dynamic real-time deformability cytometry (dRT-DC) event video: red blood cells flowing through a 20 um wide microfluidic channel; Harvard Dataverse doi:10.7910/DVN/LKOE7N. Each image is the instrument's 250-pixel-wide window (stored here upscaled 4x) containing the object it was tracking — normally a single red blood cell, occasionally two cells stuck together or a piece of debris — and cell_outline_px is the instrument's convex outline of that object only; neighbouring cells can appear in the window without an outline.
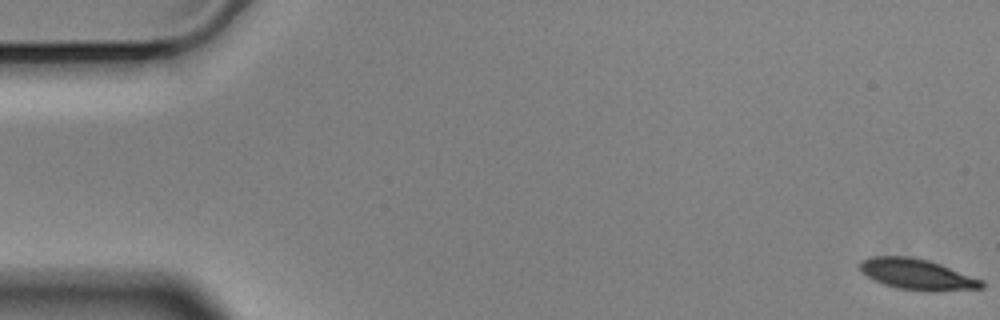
{"species": "Egyptian fruit bat (a non-hibernating species)", "species_latin": "Rousettus aegyptiacus", "temperature_condition": "cold", "stored_images_in_passage": 58, "camera_frame_rate_fps": 3000, "um_per_image_px": 0.085, "animal": {"sex": "male"}, "frame": {"image": 1, "passage_image": 1, "time_ms": 0.0, "image_size_px": [1000, 320], "cell_outline_px": [[984, 288], [932, 292], [896, 288], [884, 284], [860, 272], [860, 260], [872, 256], [908, 256], [928, 260], [940, 264], [984, 280]], "centroid_in_image_um": [77.97, 23.32], "position_along_channel_um": 7.0, "area_um2": 21.96}}
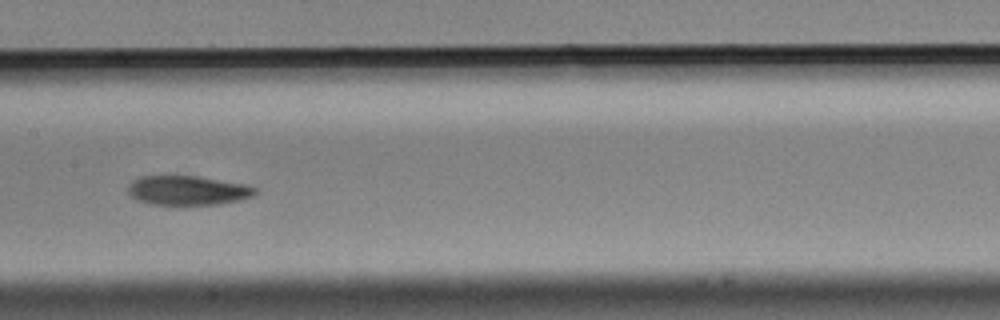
{"frame": {"image": 2, "passage_image": 29, "time_ms": 9.333, "image_size_px": [1000, 320], "cell_outline_px": [[260, 192], [252, 196], [240, 200], [220, 204], [152, 204], [136, 200], [128, 192], [128, 184], [132, 180], [140, 176], [200, 176], [244, 184], [256, 188]], "centroid_in_image_um": [15.96, 16.18], "position_along_channel_um": 191.4, "area_um2": 21.79}}
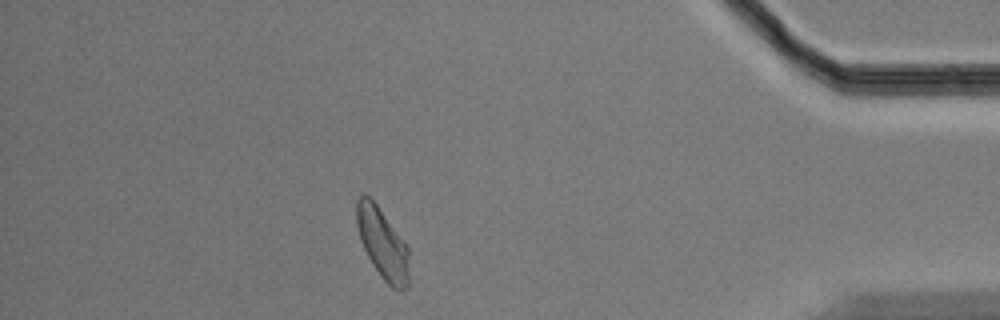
{"frame": {"image": 3, "passage_image": 51, "time_ms": 16.667, "image_size_px": [1000, 320], "cell_outline_px": [[408, 288], [392, 288], [380, 276], [372, 264], [360, 240], [356, 224], [356, 200], [360, 196], [368, 196], [376, 204], [408, 248]], "centroid_in_image_um": [32.48, 20.71], "position_along_channel_um": 402.7, "area_um2": 21.04}, "authors_computed_cell_mechanics": {"area_um2": 22.3397, "velocity_mm_per_s": 3.4852, "shape_relaxation_time_tau1_ms": 2.89, "shape_relaxation_time_tau2_ms": 4.3092, "deformation_change_tau1": 0.1478, "deformation_change_tau2": 0.1089}}